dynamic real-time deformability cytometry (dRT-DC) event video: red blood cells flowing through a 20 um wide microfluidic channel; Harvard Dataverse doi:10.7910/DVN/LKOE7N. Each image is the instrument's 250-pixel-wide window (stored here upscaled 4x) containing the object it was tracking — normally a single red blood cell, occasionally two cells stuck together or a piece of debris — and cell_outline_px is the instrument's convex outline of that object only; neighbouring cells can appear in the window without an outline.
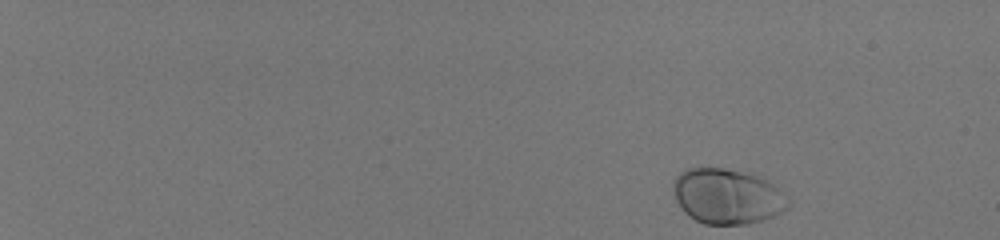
{"species": "human", "species_latin": "Homo sapiens", "temperature_condition": "room temperature", "stored_images_in_passage": 49, "camera_frame_rate_fps": 3000, "um_per_image_px": 0.085, "donor": {"sex": "male"}, "frame": {"image": 1, "passage_image": 1, "time_ms": 0.0, "image_size_px": [1000, 240], "cell_outline_px": [[792, 204], [788, 208], [764, 220], [748, 224], [704, 224], [688, 216], [684, 212], [676, 200], [672, 192], [672, 180], [680, 172], [688, 168], [724, 168], [756, 176], [772, 184], [788, 196], [792, 200]], "centroid_in_image_um": [61.8, 16.7], "position_along_channel_um": 23.2, "area_um2": 37.17}}
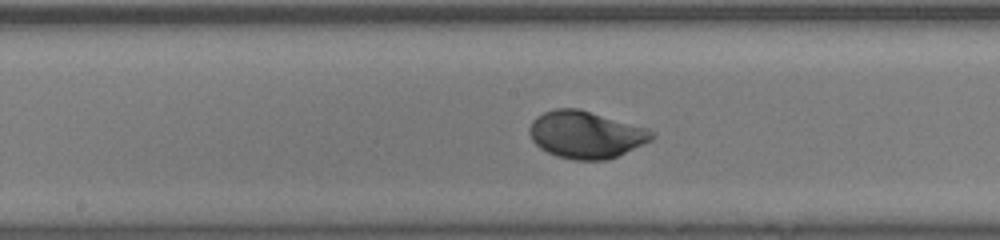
{"frame": {"image": 2, "passage_image": 28, "time_ms": 9.0, "image_size_px": [1000, 240], "cell_outline_px": [[656, 136], [652, 140], [608, 160], [576, 160], [556, 156], [540, 148], [532, 140], [528, 132], [528, 128], [532, 120], [536, 116], [544, 112], [556, 108], [580, 108], [648, 128], [656, 132]], "centroid_in_image_um": [49.8, 11.43], "position_along_channel_um": 198.4, "area_um2": 33.99}}
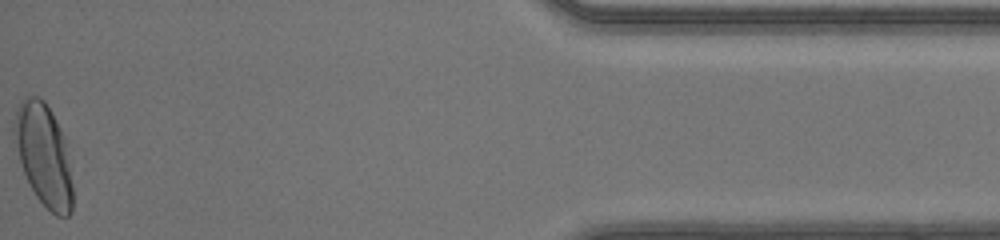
{"frame": {"image": 3, "passage_image": 49, "time_ms": 16.0, "image_size_px": [1000, 240], "cell_outline_px": [[72, 212], [68, 216], [56, 216], [36, 196], [24, 172], [20, 160], [12, 132], [12, 128], [16, 108], [20, 100], [24, 96], [40, 96], [44, 100], [64, 140], [72, 184]], "centroid_in_image_um": [3.67, 13.15], "position_along_channel_um": 431.5, "area_um2": 33.99}, "authors_computed_cell_mechanics": {"area_um2": 32.946, "velocity_mm_per_s": 4.1145, "shape_relaxation_time_tau1_ms": 2.6588, "shape_relaxation_time_tau2_ms": null, "deformation_change_tau1": 0.1532, "deformation_change_tau2": null}}